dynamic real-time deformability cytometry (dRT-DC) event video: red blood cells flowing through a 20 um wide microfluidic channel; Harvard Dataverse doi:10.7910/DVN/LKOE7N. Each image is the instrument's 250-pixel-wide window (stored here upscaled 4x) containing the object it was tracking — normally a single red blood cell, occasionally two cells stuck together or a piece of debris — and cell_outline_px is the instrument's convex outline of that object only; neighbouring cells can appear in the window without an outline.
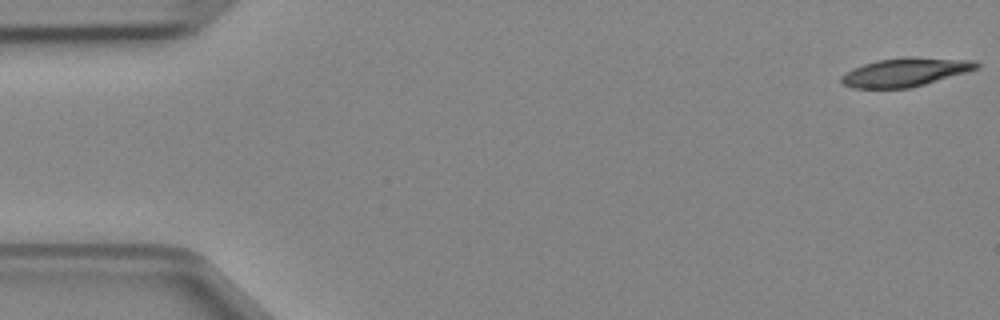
{"species": "Egyptian fruit bat (a non-hibernating species)", "species_latin": "Rousettus aegyptiacus", "temperature_condition": "cold", "stored_images_in_passage": 13, "camera_frame_rate_fps": 3000, "um_per_image_px": 0.085, "animal": {"sex": "female"}, "frame": {"image": 1, "passage_image": 1, "time_ms": 0.0, "image_size_px": [1000, 320], "cell_outline_px": [[980, 68], [968, 72], [924, 84], [908, 88], [852, 88], [844, 84], [840, 80], [840, 76], [844, 72], [852, 68], [876, 60], [904, 56], [912, 56], [976, 60], [980, 64]], "centroid_in_image_um": [76.97, 6.11], "position_along_channel_um": 8.0, "area_um2": 22.89}}
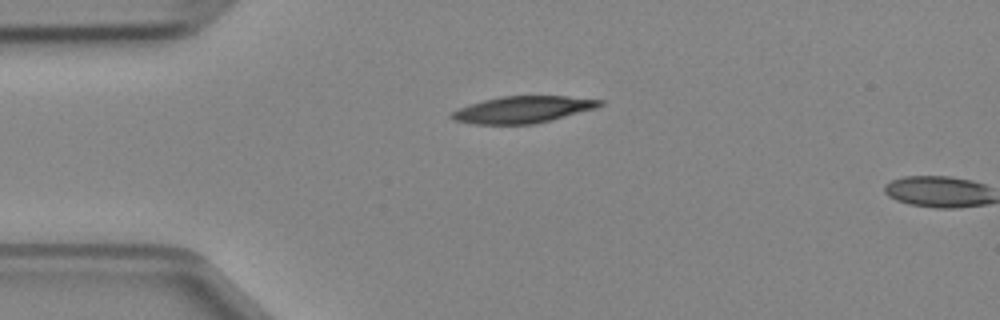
{"frame": {"image": 2, "passage_image": 11, "time_ms": 3.333, "image_size_px": [1000, 320], "cell_outline_px": [[604, 104], [596, 108], [552, 120], [536, 124], [472, 124], [452, 120], [448, 116], [452, 112], [468, 104], [500, 96], [568, 96], [604, 100]], "centroid_in_image_um": [44.44, 9.31], "position_along_channel_um": 40.6, "area_um2": 23.29}}